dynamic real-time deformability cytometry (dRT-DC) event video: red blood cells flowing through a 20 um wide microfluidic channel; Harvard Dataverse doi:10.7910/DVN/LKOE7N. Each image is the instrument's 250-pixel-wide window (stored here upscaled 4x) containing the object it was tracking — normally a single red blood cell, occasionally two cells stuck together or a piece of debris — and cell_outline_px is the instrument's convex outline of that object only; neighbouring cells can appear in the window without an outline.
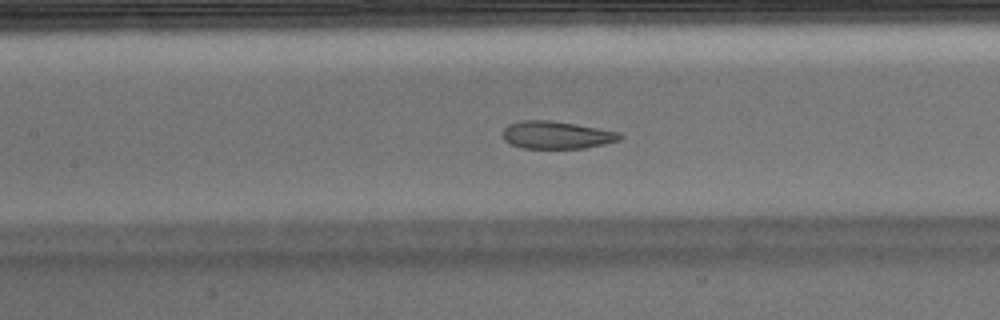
{"species": "Egyptian fruit bat (a non-hibernating species)", "species_latin": "Rousettus aegyptiacus", "temperature_condition": "warm", "stored_images_in_passage": 49, "camera_frame_rate_fps": 3000, "um_per_image_px": 0.085, "animal": {"sex": "male"}, "frame": {"image": 1, "passage_image": 21, "time_ms": 6.667, "image_size_px": [1000, 320], "cell_outline_px": [[624, 136], [620, 140], [604, 144], [584, 148], [524, 148], [512, 144], [504, 140], [504, 128], [508, 124], [520, 120], [548, 120], [620, 132]], "centroid_in_image_um": [47.32, 11.47], "position_along_channel_um": 160.1, "area_um2": 18.61}}
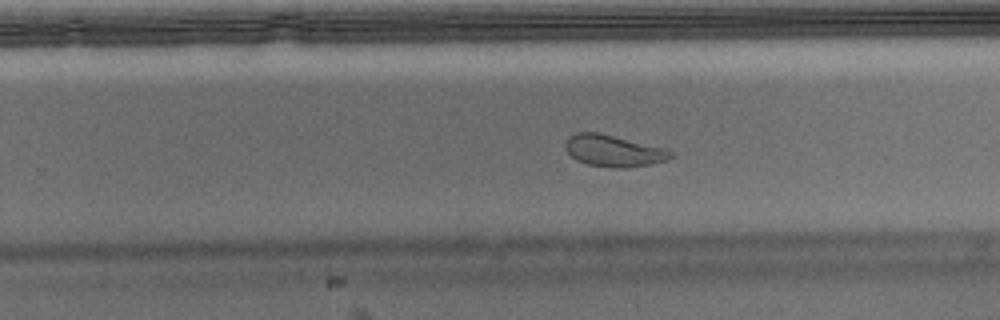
{"frame": {"image": 2, "passage_image": 30, "time_ms": 9.667, "image_size_px": [1000, 320], "cell_outline_px": [[676, 156], [668, 160], [648, 164], [624, 168], [616, 168], [588, 164], [576, 160], [564, 148], [564, 144], [568, 136], [576, 132], [596, 132], [664, 148], [676, 152]], "centroid_in_image_um": [52.16, 12.82], "position_along_channel_um": 277.6, "area_um2": 19.36}}
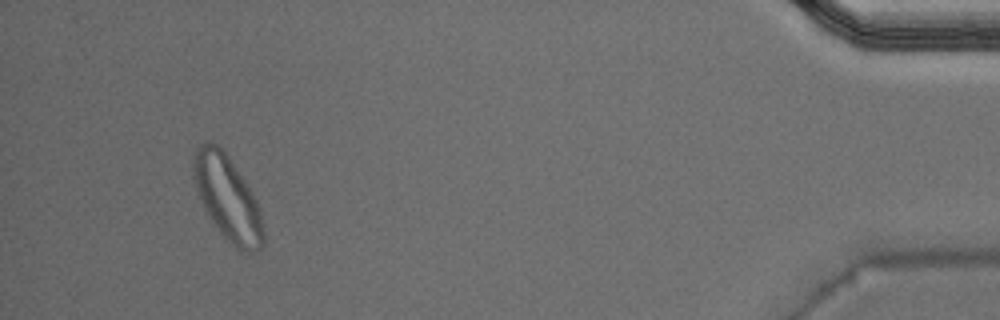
{"frame": {"image": 3, "passage_image": 46, "time_ms": 15.0, "image_size_px": [1000, 320], "cell_outline_px": [[264, 240], [260, 248], [252, 252], [240, 252], [220, 232], [208, 216], [196, 192], [192, 172], [192, 156], [196, 148], [204, 140], [208, 140], [216, 144], [224, 152], [248, 184], [260, 208], [264, 224]], "centroid_in_image_um": [19.32, 16.82], "position_along_channel_um": 415.9, "area_um2": 34.8}, "authors_computed_cell_mechanics": {"area_um2": 20.6346, "velocity_mm_per_s": 3.9322, "shape_relaxation_time_tau1_ms": 7.4021, "shape_relaxation_time_tau2_ms": 1.1235, "deformation_change_tau1": 0.2287, "deformation_change_tau2": 0.0753}}